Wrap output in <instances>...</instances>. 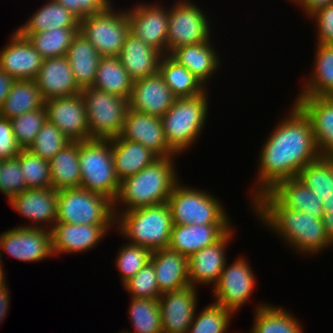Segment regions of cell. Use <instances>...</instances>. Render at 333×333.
Returning <instances> with one entry per match:
<instances>
[{"mask_svg":"<svg viewBox=\"0 0 333 333\" xmlns=\"http://www.w3.org/2000/svg\"><path fill=\"white\" fill-rule=\"evenodd\" d=\"M17 261L37 263L54 257L51 230L43 228L12 227L0 233V257L3 253Z\"/></svg>","mask_w":333,"mask_h":333,"instance_id":"obj_13","label":"cell"},{"mask_svg":"<svg viewBox=\"0 0 333 333\" xmlns=\"http://www.w3.org/2000/svg\"><path fill=\"white\" fill-rule=\"evenodd\" d=\"M7 280L0 285V324L8 315L10 307V290H8Z\"/></svg>","mask_w":333,"mask_h":333,"instance_id":"obj_53","label":"cell"},{"mask_svg":"<svg viewBox=\"0 0 333 333\" xmlns=\"http://www.w3.org/2000/svg\"><path fill=\"white\" fill-rule=\"evenodd\" d=\"M47 121L45 106L10 120L15 140L21 149H28Z\"/></svg>","mask_w":333,"mask_h":333,"instance_id":"obj_45","label":"cell"},{"mask_svg":"<svg viewBox=\"0 0 333 333\" xmlns=\"http://www.w3.org/2000/svg\"><path fill=\"white\" fill-rule=\"evenodd\" d=\"M176 161V157H159L139 173L123 179L114 200L115 216L167 202L174 186L181 180Z\"/></svg>","mask_w":333,"mask_h":333,"instance_id":"obj_3","label":"cell"},{"mask_svg":"<svg viewBox=\"0 0 333 333\" xmlns=\"http://www.w3.org/2000/svg\"><path fill=\"white\" fill-rule=\"evenodd\" d=\"M211 39L202 43L174 49L169 56L179 65L186 67L207 88L223 66L221 55Z\"/></svg>","mask_w":333,"mask_h":333,"instance_id":"obj_23","label":"cell"},{"mask_svg":"<svg viewBox=\"0 0 333 333\" xmlns=\"http://www.w3.org/2000/svg\"><path fill=\"white\" fill-rule=\"evenodd\" d=\"M123 288L130 297L159 299V291L156 273L152 262H148L135 276L126 281Z\"/></svg>","mask_w":333,"mask_h":333,"instance_id":"obj_47","label":"cell"},{"mask_svg":"<svg viewBox=\"0 0 333 333\" xmlns=\"http://www.w3.org/2000/svg\"><path fill=\"white\" fill-rule=\"evenodd\" d=\"M181 182L174 186L167 200L173 225L232 224L219 197Z\"/></svg>","mask_w":333,"mask_h":333,"instance_id":"obj_6","label":"cell"},{"mask_svg":"<svg viewBox=\"0 0 333 333\" xmlns=\"http://www.w3.org/2000/svg\"><path fill=\"white\" fill-rule=\"evenodd\" d=\"M129 298L128 316L133 331L119 333H163L158 299Z\"/></svg>","mask_w":333,"mask_h":333,"instance_id":"obj_41","label":"cell"},{"mask_svg":"<svg viewBox=\"0 0 333 333\" xmlns=\"http://www.w3.org/2000/svg\"><path fill=\"white\" fill-rule=\"evenodd\" d=\"M79 32L102 57H118L130 32L126 10L113 5L106 12L88 16L80 20Z\"/></svg>","mask_w":333,"mask_h":333,"instance_id":"obj_11","label":"cell"},{"mask_svg":"<svg viewBox=\"0 0 333 333\" xmlns=\"http://www.w3.org/2000/svg\"><path fill=\"white\" fill-rule=\"evenodd\" d=\"M118 249L114 258L115 267L120 273V282L123 285L150 262L152 251L141 245L125 241Z\"/></svg>","mask_w":333,"mask_h":333,"instance_id":"obj_43","label":"cell"},{"mask_svg":"<svg viewBox=\"0 0 333 333\" xmlns=\"http://www.w3.org/2000/svg\"><path fill=\"white\" fill-rule=\"evenodd\" d=\"M56 222L116 225L114 202L81 187L58 190Z\"/></svg>","mask_w":333,"mask_h":333,"instance_id":"obj_8","label":"cell"},{"mask_svg":"<svg viewBox=\"0 0 333 333\" xmlns=\"http://www.w3.org/2000/svg\"><path fill=\"white\" fill-rule=\"evenodd\" d=\"M176 98L158 72L133 83L128 105L136 112L161 118Z\"/></svg>","mask_w":333,"mask_h":333,"instance_id":"obj_22","label":"cell"},{"mask_svg":"<svg viewBox=\"0 0 333 333\" xmlns=\"http://www.w3.org/2000/svg\"><path fill=\"white\" fill-rule=\"evenodd\" d=\"M158 72L177 98L193 97L208 89L186 67L179 65L169 55L161 57Z\"/></svg>","mask_w":333,"mask_h":333,"instance_id":"obj_39","label":"cell"},{"mask_svg":"<svg viewBox=\"0 0 333 333\" xmlns=\"http://www.w3.org/2000/svg\"><path fill=\"white\" fill-rule=\"evenodd\" d=\"M25 178L27 189H42L51 187L49 161L21 149L17 156Z\"/></svg>","mask_w":333,"mask_h":333,"instance_id":"obj_44","label":"cell"},{"mask_svg":"<svg viewBox=\"0 0 333 333\" xmlns=\"http://www.w3.org/2000/svg\"><path fill=\"white\" fill-rule=\"evenodd\" d=\"M45 105V100L35 79L16 80L0 107V116L11 120L26 112L38 110Z\"/></svg>","mask_w":333,"mask_h":333,"instance_id":"obj_37","label":"cell"},{"mask_svg":"<svg viewBox=\"0 0 333 333\" xmlns=\"http://www.w3.org/2000/svg\"><path fill=\"white\" fill-rule=\"evenodd\" d=\"M296 5L297 8H300L306 18H310L313 14L319 11L322 8H325L333 4V0H291L290 4ZM302 8V9H301Z\"/></svg>","mask_w":333,"mask_h":333,"instance_id":"obj_52","label":"cell"},{"mask_svg":"<svg viewBox=\"0 0 333 333\" xmlns=\"http://www.w3.org/2000/svg\"><path fill=\"white\" fill-rule=\"evenodd\" d=\"M296 178L320 200L323 211L333 209V161L321 155L305 165Z\"/></svg>","mask_w":333,"mask_h":333,"instance_id":"obj_33","label":"cell"},{"mask_svg":"<svg viewBox=\"0 0 333 333\" xmlns=\"http://www.w3.org/2000/svg\"><path fill=\"white\" fill-rule=\"evenodd\" d=\"M15 81L13 77L0 68V107L3 105Z\"/></svg>","mask_w":333,"mask_h":333,"instance_id":"obj_54","label":"cell"},{"mask_svg":"<svg viewBox=\"0 0 333 333\" xmlns=\"http://www.w3.org/2000/svg\"><path fill=\"white\" fill-rule=\"evenodd\" d=\"M111 146L115 174L120 182L139 173L159 158L149 148L121 136L111 139Z\"/></svg>","mask_w":333,"mask_h":333,"instance_id":"obj_30","label":"cell"},{"mask_svg":"<svg viewBox=\"0 0 333 333\" xmlns=\"http://www.w3.org/2000/svg\"><path fill=\"white\" fill-rule=\"evenodd\" d=\"M288 111L261 145L250 203L278 181L296 177L305 165L321 156L309 117L294 101Z\"/></svg>","mask_w":333,"mask_h":333,"instance_id":"obj_1","label":"cell"},{"mask_svg":"<svg viewBox=\"0 0 333 333\" xmlns=\"http://www.w3.org/2000/svg\"><path fill=\"white\" fill-rule=\"evenodd\" d=\"M234 232H236L235 226L215 244L188 257V274L191 286L199 288L200 285H208V287L210 285L213 288L216 285L227 262L226 251L235 236Z\"/></svg>","mask_w":333,"mask_h":333,"instance_id":"obj_18","label":"cell"},{"mask_svg":"<svg viewBox=\"0 0 333 333\" xmlns=\"http://www.w3.org/2000/svg\"><path fill=\"white\" fill-rule=\"evenodd\" d=\"M126 8L130 32L162 56L166 55L168 7L158 2L141 1Z\"/></svg>","mask_w":333,"mask_h":333,"instance_id":"obj_14","label":"cell"},{"mask_svg":"<svg viewBox=\"0 0 333 333\" xmlns=\"http://www.w3.org/2000/svg\"><path fill=\"white\" fill-rule=\"evenodd\" d=\"M8 204L29 221L26 225L22 224V227L51 230L56 222L57 190L52 187L26 189L14 196Z\"/></svg>","mask_w":333,"mask_h":333,"instance_id":"obj_19","label":"cell"},{"mask_svg":"<svg viewBox=\"0 0 333 333\" xmlns=\"http://www.w3.org/2000/svg\"><path fill=\"white\" fill-rule=\"evenodd\" d=\"M80 187L110 198L117 197L120 181L115 174L110 140L79 142Z\"/></svg>","mask_w":333,"mask_h":333,"instance_id":"obj_7","label":"cell"},{"mask_svg":"<svg viewBox=\"0 0 333 333\" xmlns=\"http://www.w3.org/2000/svg\"><path fill=\"white\" fill-rule=\"evenodd\" d=\"M36 11L16 28L19 33H37L53 28H79L80 20L56 0H45Z\"/></svg>","mask_w":333,"mask_h":333,"instance_id":"obj_35","label":"cell"},{"mask_svg":"<svg viewBox=\"0 0 333 333\" xmlns=\"http://www.w3.org/2000/svg\"><path fill=\"white\" fill-rule=\"evenodd\" d=\"M79 20L106 12L115 4L113 0H56Z\"/></svg>","mask_w":333,"mask_h":333,"instance_id":"obj_49","label":"cell"},{"mask_svg":"<svg viewBox=\"0 0 333 333\" xmlns=\"http://www.w3.org/2000/svg\"><path fill=\"white\" fill-rule=\"evenodd\" d=\"M316 27V43L333 45V4L320 9L309 18ZM314 20V22H313Z\"/></svg>","mask_w":333,"mask_h":333,"instance_id":"obj_50","label":"cell"},{"mask_svg":"<svg viewBox=\"0 0 333 333\" xmlns=\"http://www.w3.org/2000/svg\"><path fill=\"white\" fill-rule=\"evenodd\" d=\"M173 223L167 202L121 212L116 233L126 241L151 251L168 248Z\"/></svg>","mask_w":333,"mask_h":333,"instance_id":"obj_5","label":"cell"},{"mask_svg":"<svg viewBox=\"0 0 333 333\" xmlns=\"http://www.w3.org/2000/svg\"><path fill=\"white\" fill-rule=\"evenodd\" d=\"M233 224L173 225L168 248L187 257L218 242Z\"/></svg>","mask_w":333,"mask_h":333,"instance_id":"obj_24","label":"cell"},{"mask_svg":"<svg viewBox=\"0 0 333 333\" xmlns=\"http://www.w3.org/2000/svg\"><path fill=\"white\" fill-rule=\"evenodd\" d=\"M80 93L86 108L89 140H110L120 136L129 108L128 100L93 87L84 88Z\"/></svg>","mask_w":333,"mask_h":333,"instance_id":"obj_10","label":"cell"},{"mask_svg":"<svg viewBox=\"0 0 333 333\" xmlns=\"http://www.w3.org/2000/svg\"><path fill=\"white\" fill-rule=\"evenodd\" d=\"M35 81L45 101L81 92L66 56L44 59Z\"/></svg>","mask_w":333,"mask_h":333,"instance_id":"obj_25","label":"cell"},{"mask_svg":"<svg viewBox=\"0 0 333 333\" xmlns=\"http://www.w3.org/2000/svg\"><path fill=\"white\" fill-rule=\"evenodd\" d=\"M208 90L193 97L176 98L172 107L161 117L165 139L179 156L194 147L205 130L210 115Z\"/></svg>","mask_w":333,"mask_h":333,"instance_id":"obj_4","label":"cell"},{"mask_svg":"<svg viewBox=\"0 0 333 333\" xmlns=\"http://www.w3.org/2000/svg\"><path fill=\"white\" fill-rule=\"evenodd\" d=\"M69 142L62 132L47 120L27 150L50 161Z\"/></svg>","mask_w":333,"mask_h":333,"instance_id":"obj_46","label":"cell"},{"mask_svg":"<svg viewBox=\"0 0 333 333\" xmlns=\"http://www.w3.org/2000/svg\"><path fill=\"white\" fill-rule=\"evenodd\" d=\"M79 28H53L37 33H20L27 37L43 59L66 56Z\"/></svg>","mask_w":333,"mask_h":333,"instance_id":"obj_40","label":"cell"},{"mask_svg":"<svg viewBox=\"0 0 333 333\" xmlns=\"http://www.w3.org/2000/svg\"><path fill=\"white\" fill-rule=\"evenodd\" d=\"M256 280L247 256L241 254L232 263L227 261L219 281L212 288L213 302L237 314L251 300Z\"/></svg>","mask_w":333,"mask_h":333,"instance_id":"obj_12","label":"cell"},{"mask_svg":"<svg viewBox=\"0 0 333 333\" xmlns=\"http://www.w3.org/2000/svg\"><path fill=\"white\" fill-rule=\"evenodd\" d=\"M321 220L323 221L327 237L333 243V209H326L323 211Z\"/></svg>","mask_w":333,"mask_h":333,"instance_id":"obj_55","label":"cell"},{"mask_svg":"<svg viewBox=\"0 0 333 333\" xmlns=\"http://www.w3.org/2000/svg\"><path fill=\"white\" fill-rule=\"evenodd\" d=\"M294 102L309 117L322 156L333 148V96L294 97Z\"/></svg>","mask_w":333,"mask_h":333,"instance_id":"obj_26","label":"cell"},{"mask_svg":"<svg viewBox=\"0 0 333 333\" xmlns=\"http://www.w3.org/2000/svg\"><path fill=\"white\" fill-rule=\"evenodd\" d=\"M162 55L131 32L126 36L118 58L132 80L138 81L158 73Z\"/></svg>","mask_w":333,"mask_h":333,"instance_id":"obj_28","label":"cell"},{"mask_svg":"<svg viewBox=\"0 0 333 333\" xmlns=\"http://www.w3.org/2000/svg\"><path fill=\"white\" fill-rule=\"evenodd\" d=\"M250 208L259 223L274 232L297 255L318 256L327 249L332 250L333 243L325 233L321 218L286 208L269 191L253 200Z\"/></svg>","mask_w":333,"mask_h":333,"instance_id":"obj_2","label":"cell"},{"mask_svg":"<svg viewBox=\"0 0 333 333\" xmlns=\"http://www.w3.org/2000/svg\"><path fill=\"white\" fill-rule=\"evenodd\" d=\"M133 83L118 57H101L93 88L128 100Z\"/></svg>","mask_w":333,"mask_h":333,"instance_id":"obj_38","label":"cell"},{"mask_svg":"<svg viewBox=\"0 0 333 333\" xmlns=\"http://www.w3.org/2000/svg\"><path fill=\"white\" fill-rule=\"evenodd\" d=\"M47 120L53 123L69 141H88L89 127L81 93L51 98L45 101Z\"/></svg>","mask_w":333,"mask_h":333,"instance_id":"obj_16","label":"cell"},{"mask_svg":"<svg viewBox=\"0 0 333 333\" xmlns=\"http://www.w3.org/2000/svg\"><path fill=\"white\" fill-rule=\"evenodd\" d=\"M150 261L161 294L190 285L187 256L170 248H163L152 251Z\"/></svg>","mask_w":333,"mask_h":333,"instance_id":"obj_27","label":"cell"},{"mask_svg":"<svg viewBox=\"0 0 333 333\" xmlns=\"http://www.w3.org/2000/svg\"><path fill=\"white\" fill-rule=\"evenodd\" d=\"M257 303L249 333H303V324L292 311L264 301Z\"/></svg>","mask_w":333,"mask_h":333,"instance_id":"obj_32","label":"cell"},{"mask_svg":"<svg viewBox=\"0 0 333 333\" xmlns=\"http://www.w3.org/2000/svg\"><path fill=\"white\" fill-rule=\"evenodd\" d=\"M116 225H86L55 222L51 229L52 253L80 255L94 249ZM83 252V253H82Z\"/></svg>","mask_w":333,"mask_h":333,"instance_id":"obj_15","label":"cell"},{"mask_svg":"<svg viewBox=\"0 0 333 333\" xmlns=\"http://www.w3.org/2000/svg\"><path fill=\"white\" fill-rule=\"evenodd\" d=\"M130 142L149 148L158 157H177L169 147L163 130L162 119L128 108L120 135Z\"/></svg>","mask_w":333,"mask_h":333,"instance_id":"obj_20","label":"cell"},{"mask_svg":"<svg viewBox=\"0 0 333 333\" xmlns=\"http://www.w3.org/2000/svg\"><path fill=\"white\" fill-rule=\"evenodd\" d=\"M206 12L192 0H175L168 7L166 55L176 48L213 39L214 24Z\"/></svg>","mask_w":333,"mask_h":333,"instance_id":"obj_9","label":"cell"},{"mask_svg":"<svg viewBox=\"0 0 333 333\" xmlns=\"http://www.w3.org/2000/svg\"><path fill=\"white\" fill-rule=\"evenodd\" d=\"M21 148L18 146L10 120L0 116V159H10L18 156Z\"/></svg>","mask_w":333,"mask_h":333,"instance_id":"obj_51","label":"cell"},{"mask_svg":"<svg viewBox=\"0 0 333 333\" xmlns=\"http://www.w3.org/2000/svg\"><path fill=\"white\" fill-rule=\"evenodd\" d=\"M66 57L78 87L81 90L92 87L102 56L79 31L74 36Z\"/></svg>","mask_w":333,"mask_h":333,"instance_id":"obj_31","label":"cell"},{"mask_svg":"<svg viewBox=\"0 0 333 333\" xmlns=\"http://www.w3.org/2000/svg\"><path fill=\"white\" fill-rule=\"evenodd\" d=\"M197 290L188 285L160 295L158 302L163 333H187L199 306Z\"/></svg>","mask_w":333,"mask_h":333,"instance_id":"obj_17","label":"cell"},{"mask_svg":"<svg viewBox=\"0 0 333 333\" xmlns=\"http://www.w3.org/2000/svg\"><path fill=\"white\" fill-rule=\"evenodd\" d=\"M6 271L4 270V265L1 261V257H0V277L5 281L6 280Z\"/></svg>","mask_w":333,"mask_h":333,"instance_id":"obj_56","label":"cell"},{"mask_svg":"<svg viewBox=\"0 0 333 333\" xmlns=\"http://www.w3.org/2000/svg\"><path fill=\"white\" fill-rule=\"evenodd\" d=\"M10 36L8 43L0 49V68L15 80L35 79L43 57L17 30Z\"/></svg>","mask_w":333,"mask_h":333,"instance_id":"obj_21","label":"cell"},{"mask_svg":"<svg viewBox=\"0 0 333 333\" xmlns=\"http://www.w3.org/2000/svg\"><path fill=\"white\" fill-rule=\"evenodd\" d=\"M269 192L286 208L299 210L316 218L322 216V203L296 177L278 181Z\"/></svg>","mask_w":333,"mask_h":333,"instance_id":"obj_34","label":"cell"},{"mask_svg":"<svg viewBox=\"0 0 333 333\" xmlns=\"http://www.w3.org/2000/svg\"><path fill=\"white\" fill-rule=\"evenodd\" d=\"M51 187L55 190L78 188L81 184L79 142L70 141L49 161Z\"/></svg>","mask_w":333,"mask_h":333,"instance_id":"obj_36","label":"cell"},{"mask_svg":"<svg viewBox=\"0 0 333 333\" xmlns=\"http://www.w3.org/2000/svg\"><path fill=\"white\" fill-rule=\"evenodd\" d=\"M325 156L331 161H333V148Z\"/></svg>","mask_w":333,"mask_h":333,"instance_id":"obj_57","label":"cell"},{"mask_svg":"<svg viewBox=\"0 0 333 333\" xmlns=\"http://www.w3.org/2000/svg\"><path fill=\"white\" fill-rule=\"evenodd\" d=\"M2 282H4V280L0 277V285H1Z\"/></svg>","mask_w":333,"mask_h":333,"instance_id":"obj_58","label":"cell"},{"mask_svg":"<svg viewBox=\"0 0 333 333\" xmlns=\"http://www.w3.org/2000/svg\"><path fill=\"white\" fill-rule=\"evenodd\" d=\"M313 66L296 97L333 96V45L315 43Z\"/></svg>","mask_w":333,"mask_h":333,"instance_id":"obj_29","label":"cell"},{"mask_svg":"<svg viewBox=\"0 0 333 333\" xmlns=\"http://www.w3.org/2000/svg\"><path fill=\"white\" fill-rule=\"evenodd\" d=\"M234 315L221 305L211 302L198 313L196 310L187 333H228Z\"/></svg>","mask_w":333,"mask_h":333,"instance_id":"obj_42","label":"cell"},{"mask_svg":"<svg viewBox=\"0 0 333 333\" xmlns=\"http://www.w3.org/2000/svg\"><path fill=\"white\" fill-rule=\"evenodd\" d=\"M27 189L19 158L2 160L0 166V192L9 202L14 196Z\"/></svg>","mask_w":333,"mask_h":333,"instance_id":"obj_48","label":"cell"}]
</instances>
